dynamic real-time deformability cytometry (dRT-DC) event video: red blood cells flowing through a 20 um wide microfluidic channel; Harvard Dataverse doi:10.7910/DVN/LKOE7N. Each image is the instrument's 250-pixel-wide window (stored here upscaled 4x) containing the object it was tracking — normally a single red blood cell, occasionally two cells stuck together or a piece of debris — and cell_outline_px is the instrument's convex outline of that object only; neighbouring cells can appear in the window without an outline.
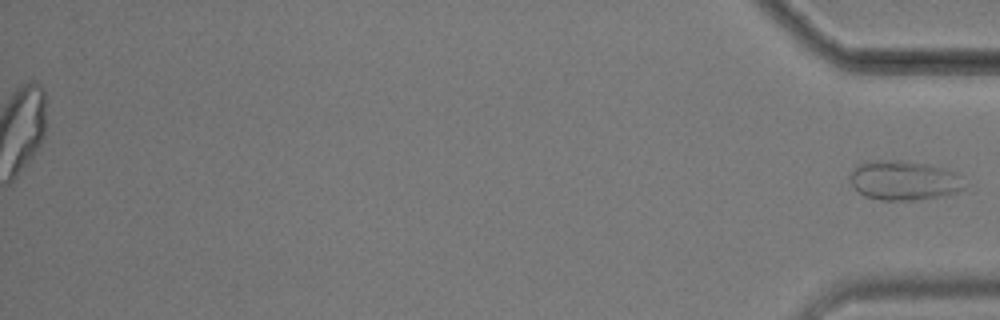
{"species": "common noctule bat (a hibernating species)", "species_latin": "Nyctalus noctula", "temperature_condition": "cold", "stored_images_in_passage": 48, "segment_of_instrument_passage": [2, 2], "camera_frame_rate_fps": 3000, "um_per_image_px": 0.085, "animal": {"sex": "male", "body_mass_g": 17.9}, "frame": {"image": 1, "passage_image": 48, "time_ms": 15.667, "image_size_px": [1000, 320], "cell_outline_px": [[968, 188], [960, 192], [948, 196], [904, 200], [884, 200], [864, 196], [852, 184], [848, 176], [852, 168], [856, 164], [864, 160], [900, 160], [948, 168], [956, 172], [960, 176]], "centroid_in_image_um": [76.87, 15.32], "position_along_channel_um": 358.3, "area_um2": 26.93}}